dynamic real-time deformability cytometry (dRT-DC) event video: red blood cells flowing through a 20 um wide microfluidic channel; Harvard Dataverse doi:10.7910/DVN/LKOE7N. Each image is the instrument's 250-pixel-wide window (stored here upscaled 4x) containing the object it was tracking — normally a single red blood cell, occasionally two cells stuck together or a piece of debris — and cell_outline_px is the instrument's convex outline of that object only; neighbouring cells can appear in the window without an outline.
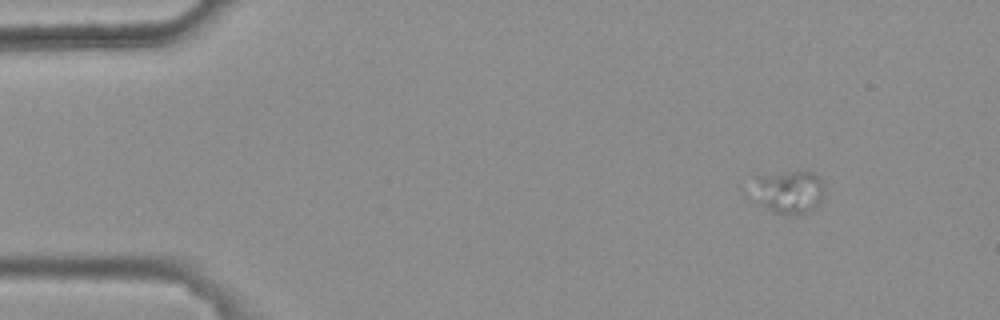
{"species": "common noctule bat (a hibernating species)", "species_latin": "Nyctalus noctula", "temperature_condition": "warm", "stored_images_in_passage": 4, "camera_frame_rate_fps": 3000, "um_per_image_px": 0.085, "animal": {"sex": "female", "body_mass_g": 25.1}, "frame": {"image": 1, "passage_image": 1, "time_ms": 0.0, "image_size_px": [1000, 320], "cell_outline_px": [[824, 188], [820, 200], [808, 212], [796, 216], [772, 212], [764, 208], [760, 204], [760, 180], [764, 176], [792, 172], [816, 172], [820, 176], [824, 184]], "centroid_in_image_um": [67.24, 16.36], "position_along_channel_um": 17.8, "area_um2": 16.82}}